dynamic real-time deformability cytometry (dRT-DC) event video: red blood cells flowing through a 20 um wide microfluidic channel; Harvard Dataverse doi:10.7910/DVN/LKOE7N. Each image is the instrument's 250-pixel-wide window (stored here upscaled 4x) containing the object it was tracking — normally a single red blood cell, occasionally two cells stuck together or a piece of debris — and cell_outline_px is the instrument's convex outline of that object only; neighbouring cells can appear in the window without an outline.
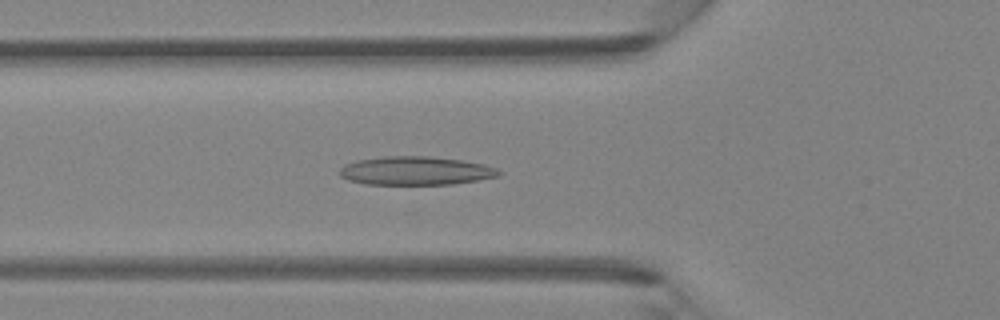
{"species": "Egyptian fruit bat (a non-hibernating species)", "species_latin": "Rousettus aegyptiacus", "temperature_condition": "room temperature", "stored_images_in_passage": 47, "camera_frame_rate_fps": 3000, "um_per_image_px": 0.085, "animal": {"sex": "female"}, "frame": {"image": 1, "passage_image": 16, "time_ms": 5.0, "image_size_px": [1000, 320], "cell_outline_px": [[504, 172], [500, 176], [480, 180], [452, 184], [364, 184], [348, 180], [340, 176], [340, 168], [344, 164], [356, 160], [384, 156], [428, 156], [460, 160], [484, 164], [496, 168]], "centroid_in_image_um": [35.35, 14.51], "position_along_channel_um": 90.5, "area_um2": 26.65}}
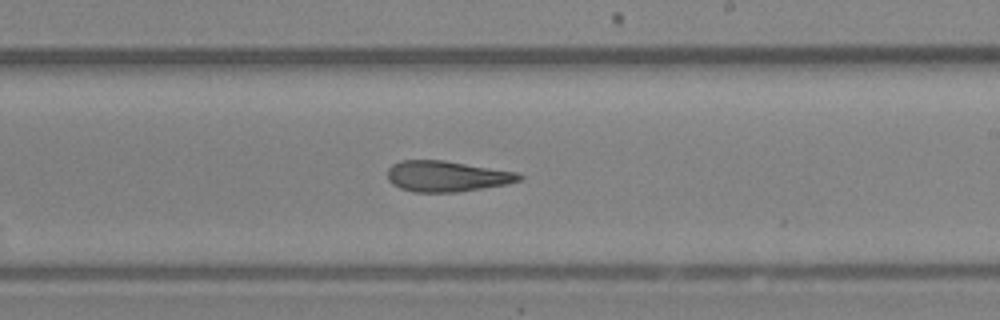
{"frame": {"image": 2, "passage_image": 27, "time_ms": 8.667, "image_size_px": [1000, 320], "cell_outline_px": [[524, 176], [520, 180], [508, 184], [456, 192], [412, 192], [400, 188], [392, 184], [388, 180], [388, 168], [392, 164], [400, 160], [444, 160], [516, 172]], "centroid_in_image_um": [37.95, 14.98], "position_along_channel_um": 251.1, "area_um2": 23.64}}
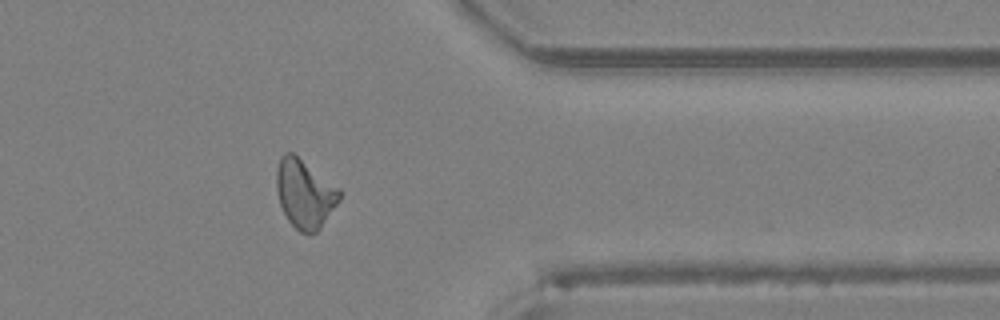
{"frame": {"image": 3, "passage_image": 37, "time_ms": 12.0, "image_size_px": [1000, 320], "cell_outline_px": [[340, 200], [320, 228], [316, 232], [308, 236], [300, 232], [288, 220], [280, 204], [276, 188], [276, 168], [280, 156], [284, 152], [292, 152], [340, 188]], "centroid_in_image_um": [25.89, 16.46], "position_along_channel_um": 385.5, "area_um2": 25.26}}